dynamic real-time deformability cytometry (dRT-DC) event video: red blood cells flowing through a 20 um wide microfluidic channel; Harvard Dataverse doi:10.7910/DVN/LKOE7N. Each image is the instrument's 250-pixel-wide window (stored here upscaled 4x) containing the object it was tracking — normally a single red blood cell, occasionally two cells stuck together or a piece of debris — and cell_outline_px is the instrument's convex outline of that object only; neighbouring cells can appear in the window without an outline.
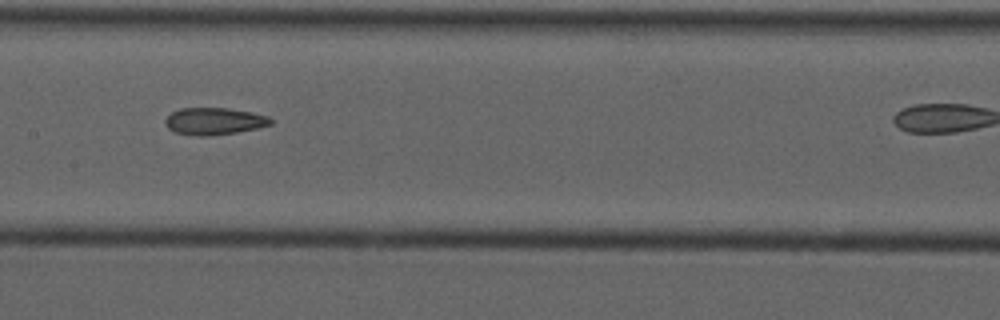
{"species": "common noctule bat (a hibernating species)", "species_latin": "Nyctalus noctula", "temperature_condition": "cold", "stored_images_in_passage": 11, "camera_frame_rate_fps": 3000, "um_per_image_px": 0.085, "animal": {"sex": "male", "forearm_length_mm": 52.5}, "frame": {"image": 1, "passage_image": 5, "time_ms": 5.333, "image_size_px": [1000, 320], "cell_outline_px": [[272, 124], [256, 128], [236, 132], [208, 136], [196, 136], [176, 132], [168, 128], [164, 124], [164, 120], [172, 112], [180, 108], [228, 108], [252, 112], [268, 116], [272, 120]], "centroid_in_image_um": [18.19, 10.3], "position_along_channel_um": 189.2, "area_um2": 16.59}}
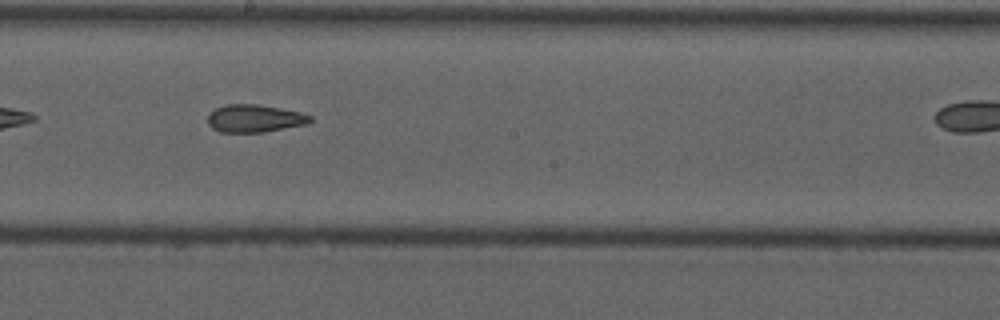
{"frame": {"image": 2, "passage_image": 6, "time_ms": 6.333, "image_size_px": [1000, 320], "cell_outline_px": [[312, 120], [308, 124], [264, 132], [220, 132], [212, 128], [208, 124], [208, 116], [216, 108], [228, 104], [256, 104], [280, 108], [300, 112], [312, 116]], "centroid_in_image_um": [21.66, 10.07], "position_along_channel_um": 226.5, "area_um2": 16.47}}
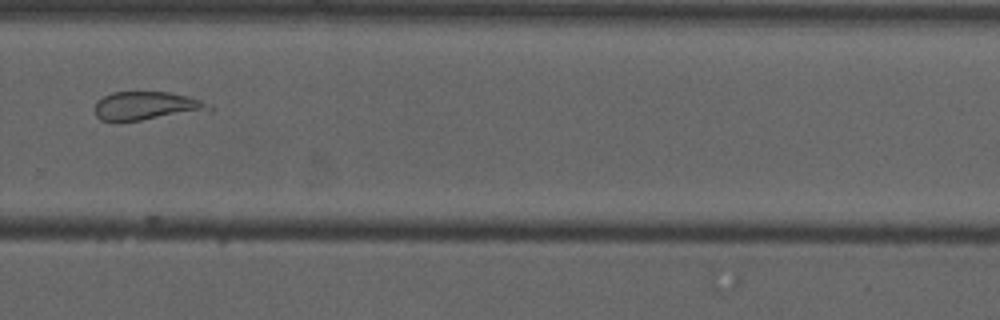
{"frame": {"image": 3, "passage_image": 10, "time_ms": 11.333, "image_size_px": [1000, 320], "cell_outline_px": [[216, 108], [120, 124], [112, 124], [100, 120], [96, 116], [96, 100], [112, 92], [168, 92], [188, 96], [212, 104]], "centroid_in_image_um": [12.35, 9.03], "position_along_channel_um": 317.4, "area_um2": 19.31}}